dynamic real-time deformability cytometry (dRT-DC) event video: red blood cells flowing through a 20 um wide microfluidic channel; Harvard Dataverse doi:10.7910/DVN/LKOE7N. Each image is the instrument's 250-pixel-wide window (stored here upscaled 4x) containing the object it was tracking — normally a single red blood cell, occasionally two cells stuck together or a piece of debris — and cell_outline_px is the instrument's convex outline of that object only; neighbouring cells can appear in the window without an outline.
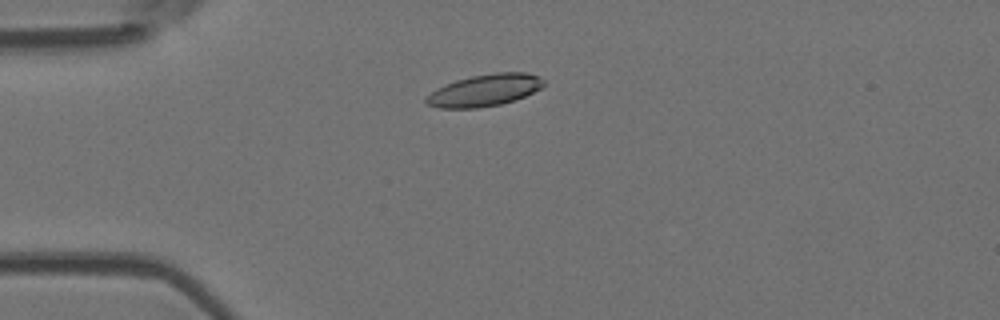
{"species": "Egyptian fruit bat (a non-hibernating species)", "species_latin": "Rousettus aegyptiacus", "temperature_condition": "room temperature", "stored_images_in_passage": 6, "camera_frame_rate_fps": 3000, "um_per_image_px": 0.085, "animal": {"sex": "female"}, "frame": {"image": 1, "passage_image": 1, "time_ms": 0.0, "image_size_px": [1000, 320], "cell_outline_px": [[544, 84], [540, 88], [524, 96], [500, 104], [476, 108], [440, 108], [428, 104], [424, 100], [436, 88], [456, 80], [472, 76], [496, 72], [528, 72], [540, 76], [544, 80]], "centroid_in_image_um": [41.2, 7.66], "position_along_channel_um": 43.8, "area_um2": 21.62}}
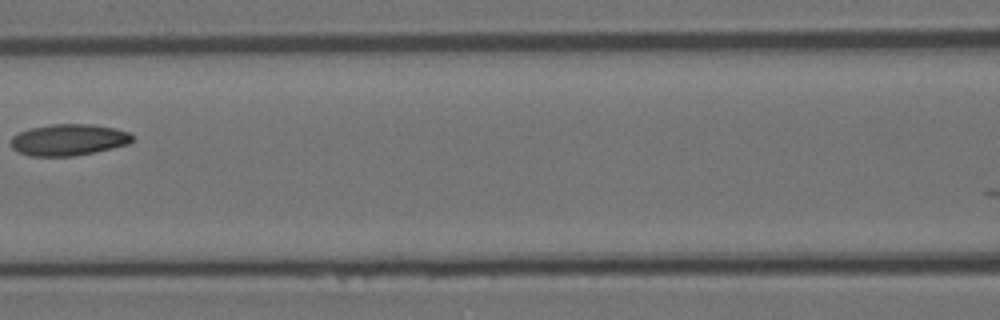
{"frame": {"image": 2, "passage_image": 4, "time_ms": 3.667, "image_size_px": [1000, 320], "cell_outline_px": [[132, 140], [128, 144], [112, 148], [72, 156], [28, 156], [16, 152], [12, 148], [12, 136], [28, 128], [52, 124], [92, 124], [112, 128], [128, 132], [132, 136]], "centroid_in_image_um": [5.77, 11.88], "position_along_channel_um": 160.8, "area_um2": 22.14}}
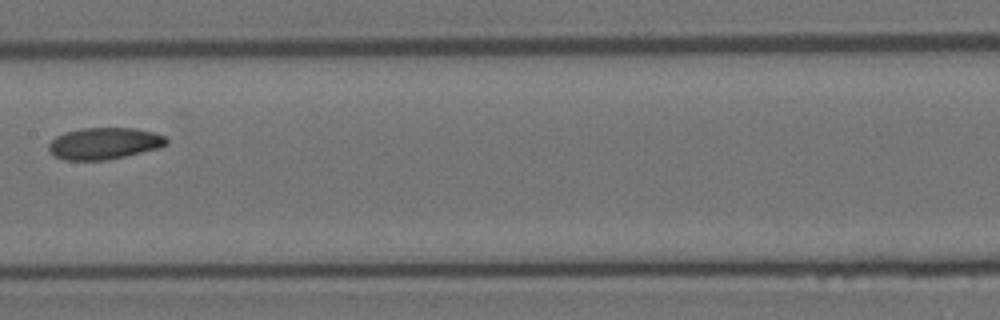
{"frame": {"image": 3, "passage_image": 5, "time_ms": 4.667, "image_size_px": [1000, 320], "cell_outline_px": [[168, 144], [160, 148], [124, 156], [104, 160], [64, 160], [48, 152], [48, 144], [56, 136], [64, 132], [80, 128], [136, 128], [152, 132], [164, 136], [168, 140]], "centroid_in_image_um": [8.84, 12.19], "position_along_channel_um": 198.6, "area_um2": 21.79}}